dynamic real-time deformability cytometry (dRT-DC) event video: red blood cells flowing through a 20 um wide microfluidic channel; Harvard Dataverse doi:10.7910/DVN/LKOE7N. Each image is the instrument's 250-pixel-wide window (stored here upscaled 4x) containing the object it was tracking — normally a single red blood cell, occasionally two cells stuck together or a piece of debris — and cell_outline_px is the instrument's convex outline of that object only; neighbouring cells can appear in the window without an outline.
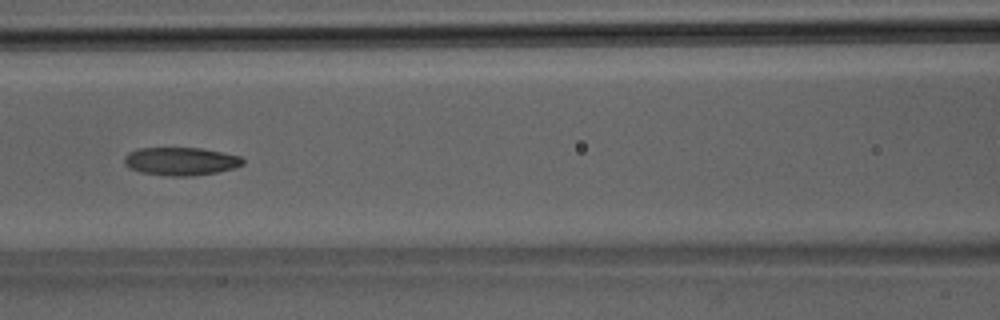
{"species": "Egyptian fruit bat (a non-hibernating species)", "species_latin": "Rousettus aegyptiacus", "temperature_condition": "room temperature", "stored_images_in_passage": 11, "camera_frame_rate_fps": 3000, "um_per_image_px": 0.085, "animal": {"sex": "male"}, "frame": {"image": 1, "passage_image": 8, "time_ms": 2.333, "image_size_px": [1000, 320], "cell_outline_px": [[244, 164], [236, 168], [216, 172], [192, 176], [172, 176], [140, 172], [128, 168], [124, 164], [124, 156], [128, 152], [140, 148], [200, 148], [240, 156], [244, 160]], "centroid_in_image_um": [15.35, 13.71], "position_along_channel_um": 151.3, "area_um2": 19.42}}